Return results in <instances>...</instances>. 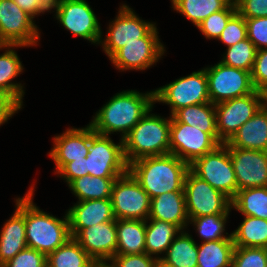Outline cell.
I'll return each instance as SVG.
<instances>
[{"label": "cell", "instance_id": "1", "mask_svg": "<svg viewBox=\"0 0 267 267\" xmlns=\"http://www.w3.org/2000/svg\"><path fill=\"white\" fill-rule=\"evenodd\" d=\"M154 104V91H122L97 111L89 125L101 135L121 132L123 140Z\"/></svg>", "mask_w": 267, "mask_h": 267}, {"label": "cell", "instance_id": "2", "mask_svg": "<svg viewBox=\"0 0 267 267\" xmlns=\"http://www.w3.org/2000/svg\"><path fill=\"white\" fill-rule=\"evenodd\" d=\"M189 169L190 166L174 154L147 156L128 164V172L150 199L166 192H184Z\"/></svg>", "mask_w": 267, "mask_h": 267}, {"label": "cell", "instance_id": "3", "mask_svg": "<svg viewBox=\"0 0 267 267\" xmlns=\"http://www.w3.org/2000/svg\"><path fill=\"white\" fill-rule=\"evenodd\" d=\"M34 187L25 195L26 243L29 248L46 256L63 245L70 237L67 212L63 219L39 209L33 203Z\"/></svg>", "mask_w": 267, "mask_h": 267}, {"label": "cell", "instance_id": "4", "mask_svg": "<svg viewBox=\"0 0 267 267\" xmlns=\"http://www.w3.org/2000/svg\"><path fill=\"white\" fill-rule=\"evenodd\" d=\"M150 111L152 108L123 139L127 164L147 156L170 154L171 115L167 119Z\"/></svg>", "mask_w": 267, "mask_h": 267}, {"label": "cell", "instance_id": "5", "mask_svg": "<svg viewBox=\"0 0 267 267\" xmlns=\"http://www.w3.org/2000/svg\"><path fill=\"white\" fill-rule=\"evenodd\" d=\"M87 175L119 178L128 172L123 140L118 144L106 135L96 133L90 126V147L86 157Z\"/></svg>", "mask_w": 267, "mask_h": 267}, {"label": "cell", "instance_id": "6", "mask_svg": "<svg viewBox=\"0 0 267 267\" xmlns=\"http://www.w3.org/2000/svg\"><path fill=\"white\" fill-rule=\"evenodd\" d=\"M190 170L231 200L237 194V180L228 146L220 144L215 150L196 159Z\"/></svg>", "mask_w": 267, "mask_h": 267}, {"label": "cell", "instance_id": "7", "mask_svg": "<svg viewBox=\"0 0 267 267\" xmlns=\"http://www.w3.org/2000/svg\"><path fill=\"white\" fill-rule=\"evenodd\" d=\"M154 102L170 106L171 116L179 109L209 103L208 80L205 69L176 79L154 90Z\"/></svg>", "mask_w": 267, "mask_h": 267}, {"label": "cell", "instance_id": "8", "mask_svg": "<svg viewBox=\"0 0 267 267\" xmlns=\"http://www.w3.org/2000/svg\"><path fill=\"white\" fill-rule=\"evenodd\" d=\"M186 209L189 220L206 215H225L232 209V200L210 186L190 169L184 182Z\"/></svg>", "mask_w": 267, "mask_h": 267}, {"label": "cell", "instance_id": "9", "mask_svg": "<svg viewBox=\"0 0 267 267\" xmlns=\"http://www.w3.org/2000/svg\"><path fill=\"white\" fill-rule=\"evenodd\" d=\"M220 144L218 133H206L171 116L170 154H174L188 165L212 152Z\"/></svg>", "mask_w": 267, "mask_h": 267}, {"label": "cell", "instance_id": "10", "mask_svg": "<svg viewBox=\"0 0 267 267\" xmlns=\"http://www.w3.org/2000/svg\"><path fill=\"white\" fill-rule=\"evenodd\" d=\"M111 201L116 220L146 221L149 217L151 199L129 172L114 181Z\"/></svg>", "mask_w": 267, "mask_h": 267}, {"label": "cell", "instance_id": "11", "mask_svg": "<svg viewBox=\"0 0 267 267\" xmlns=\"http://www.w3.org/2000/svg\"><path fill=\"white\" fill-rule=\"evenodd\" d=\"M263 105V92L257 90L249 95L215 104L219 141L222 144L227 143Z\"/></svg>", "mask_w": 267, "mask_h": 267}, {"label": "cell", "instance_id": "12", "mask_svg": "<svg viewBox=\"0 0 267 267\" xmlns=\"http://www.w3.org/2000/svg\"><path fill=\"white\" fill-rule=\"evenodd\" d=\"M204 69L212 104L249 95L255 91L249 71L229 67L221 62Z\"/></svg>", "mask_w": 267, "mask_h": 267}, {"label": "cell", "instance_id": "13", "mask_svg": "<svg viewBox=\"0 0 267 267\" xmlns=\"http://www.w3.org/2000/svg\"><path fill=\"white\" fill-rule=\"evenodd\" d=\"M40 38L33 18L13 0H0V44L34 46Z\"/></svg>", "mask_w": 267, "mask_h": 267}, {"label": "cell", "instance_id": "14", "mask_svg": "<svg viewBox=\"0 0 267 267\" xmlns=\"http://www.w3.org/2000/svg\"><path fill=\"white\" fill-rule=\"evenodd\" d=\"M157 27L154 26L141 42L127 43L118 49L109 59L116 68L126 70H145L156 64L164 55V45L159 41Z\"/></svg>", "mask_w": 267, "mask_h": 267}, {"label": "cell", "instance_id": "15", "mask_svg": "<svg viewBox=\"0 0 267 267\" xmlns=\"http://www.w3.org/2000/svg\"><path fill=\"white\" fill-rule=\"evenodd\" d=\"M156 23L146 22L138 17L128 5L120 6L115 20L109 24L106 38L100 43L110 58L118 49L131 42H141Z\"/></svg>", "mask_w": 267, "mask_h": 267}, {"label": "cell", "instance_id": "16", "mask_svg": "<svg viewBox=\"0 0 267 267\" xmlns=\"http://www.w3.org/2000/svg\"><path fill=\"white\" fill-rule=\"evenodd\" d=\"M56 19L73 35L100 44V23L86 0H62Z\"/></svg>", "mask_w": 267, "mask_h": 267}, {"label": "cell", "instance_id": "17", "mask_svg": "<svg viewBox=\"0 0 267 267\" xmlns=\"http://www.w3.org/2000/svg\"><path fill=\"white\" fill-rule=\"evenodd\" d=\"M237 180V191L267 186V151L228 148Z\"/></svg>", "mask_w": 267, "mask_h": 267}, {"label": "cell", "instance_id": "18", "mask_svg": "<svg viewBox=\"0 0 267 267\" xmlns=\"http://www.w3.org/2000/svg\"><path fill=\"white\" fill-rule=\"evenodd\" d=\"M74 239L97 264H106L116 255V219L84 228Z\"/></svg>", "mask_w": 267, "mask_h": 267}, {"label": "cell", "instance_id": "19", "mask_svg": "<svg viewBox=\"0 0 267 267\" xmlns=\"http://www.w3.org/2000/svg\"><path fill=\"white\" fill-rule=\"evenodd\" d=\"M49 156L53 159L58 173L67 163L86 158L90 147V125L84 128H68L54 137Z\"/></svg>", "mask_w": 267, "mask_h": 267}, {"label": "cell", "instance_id": "20", "mask_svg": "<svg viewBox=\"0 0 267 267\" xmlns=\"http://www.w3.org/2000/svg\"><path fill=\"white\" fill-rule=\"evenodd\" d=\"M67 215L73 238L84 228L115 220L111 199L77 201L68 209Z\"/></svg>", "mask_w": 267, "mask_h": 267}, {"label": "cell", "instance_id": "21", "mask_svg": "<svg viewBox=\"0 0 267 267\" xmlns=\"http://www.w3.org/2000/svg\"><path fill=\"white\" fill-rule=\"evenodd\" d=\"M15 202V212L6 221L0 232V264H5L28 247L26 243L25 196L16 198Z\"/></svg>", "mask_w": 267, "mask_h": 267}, {"label": "cell", "instance_id": "22", "mask_svg": "<svg viewBox=\"0 0 267 267\" xmlns=\"http://www.w3.org/2000/svg\"><path fill=\"white\" fill-rule=\"evenodd\" d=\"M225 144L228 148L267 151V107L263 105Z\"/></svg>", "mask_w": 267, "mask_h": 267}, {"label": "cell", "instance_id": "23", "mask_svg": "<svg viewBox=\"0 0 267 267\" xmlns=\"http://www.w3.org/2000/svg\"><path fill=\"white\" fill-rule=\"evenodd\" d=\"M148 219L172 223L183 231L189 224L185 192H166L152 198Z\"/></svg>", "mask_w": 267, "mask_h": 267}, {"label": "cell", "instance_id": "24", "mask_svg": "<svg viewBox=\"0 0 267 267\" xmlns=\"http://www.w3.org/2000/svg\"><path fill=\"white\" fill-rule=\"evenodd\" d=\"M23 45H1L0 49L6 48L0 55V91L14 98L21 106L23 105L24 90L21 83L12 82L23 71L22 62L18 54L12 48Z\"/></svg>", "mask_w": 267, "mask_h": 267}, {"label": "cell", "instance_id": "25", "mask_svg": "<svg viewBox=\"0 0 267 267\" xmlns=\"http://www.w3.org/2000/svg\"><path fill=\"white\" fill-rule=\"evenodd\" d=\"M146 221L116 220V254L133 255L145 253Z\"/></svg>", "mask_w": 267, "mask_h": 267}, {"label": "cell", "instance_id": "26", "mask_svg": "<svg viewBox=\"0 0 267 267\" xmlns=\"http://www.w3.org/2000/svg\"><path fill=\"white\" fill-rule=\"evenodd\" d=\"M148 221L150 222L149 224ZM182 230L177 226L169 222L147 219L146 220V232H145V253L152 256H158L165 253L174 238L181 233Z\"/></svg>", "mask_w": 267, "mask_h": 267}, {"label": "cell", "instance_id": "27", "mask_svg": "<svg viewBox=\"0 0 267 267\" xmlns=\"http://www.w3.org/2000/svg\"><path fill=\"white\" fill-rule=\"evenodd\" d=\"M165 255L160 260L169 266L197 267L198 244L183 230L174 238Z\"/></svg>", "mask_w": 267, "mask_h": 267}, {"label": "cell", "instance_id": "28", "mask_svg": "<svg viewBox=\"0 0 267 267\" xmlns=\"http://www.w3.org/2000/svg\"><path fill=\"white\" fill-rule=\"evenodd\" d=\"M48 267H95L97 263L79 243L70 237L63 245L46 256Z\"/></svg>", "mask_w": 267, "mask_h": 267}, {"label": "cell", "instance_id": "29", "mask_svg": "<svg viewBox=\"0 0 267 267\" xmlns=\"http://www.w3.org/2000/svg\"><path fill=\"white\" fill-rule=\"evenodd\" d=\"M231 236L234 246L267 248V220L244 216V221Z\"/></svg>", "mask_w": 267, "mask_h": 267}, {"label": "cell", "instance_id": "30", "mask_svg": "<svg viewBox=\"0 0 267 267\" xmlns=\"http://www.w3.org/2000/svg\"><path fill=\"white\" fill-rule=\"evenodd\" d=\"M232 239L203 242L198 245L197 267H232Z\"/></svg>", "mask_w": 267, "mask_h": 267}, {"label": "cell", "instance_id": "31", "mask_svg": "<svg viewBox=\"0 0 267 267\" xmlns=\"http://www.w3.org/2000/svg\"><path fill=\"white\" fill-rule=\"evenodd\" d=\"M178 122L195 126L206 133H218L215 104L202 103L177 110L172 115Z\"/></svg>", "mask_w": 267, "mask_h": 267}, {"label": "cell", "instance_id": "32", "mask_svg": "<svg viewBox=\"0 0 267 267\" xmlns=\"http://www.w3.org/2000/svg\"><path fill=\"white\" fill-rule=\"evenodd\" d=\"M235 210L243 216H253L267 220V186L252 187L237 191L232 199Z\"/></svg>", "mask_w": 267, "mask_h": 267}, {"label": "cell", "instance_id": "33", "mask_svg": "<svg viewBox=\"0 0 267 267\" xmlns=\"http://www.w3.org/2000/svg\"><path fill=\"white\" fill-rule=\"evenodd\" d=\"M116 179L86 175L73 180L68 187L79 201L111 199L112 186Z\"/></svg>", "mask_w": 267, "mask_h": 267}, {"label": "cell", "instance_id": "34", "mask_svg": "<svg viewBox=\"0 0 267 267\" xmlns=\"http://www.w3.org/2000/svg\"><path fill=\"white\" fill-rule=\"evenodd\" d=\"M232 0H171L172 8L197 27L212 13L223 10Z\"/></svg>", "mask_w": 267, "mask_h": 267}, {"label": "cell", "instance_id": "35", "mask_svg": "<svg viewBox=\"0 0 267 267\" xmlns=\"http://www.w3.org/2000/svg\"><path fill=\"white\" fill-rule=\"evenodd\" d=\"M257 48L248 39L239 41L227 48L222 64L251 72L256 58Z\"/></svg>", "mask_w": 267, "mask_h": 267}, {"label": "cell", "instance_id": "36", "mask_svg": "<svg viewBox=\"0 0 267 267\" xmlns=\"http://www.w3.org/2000/svg\"><path fill=\"white\" fill-rule=\"evenodd\" d=\"M229 213L230 210L225 215L195 217L191 218L188 223H193L203 242L232 239L231 234L228 236L223 234Z\"/></svg>", "mask_w": 267, "mask_h": 267}, {"label": "cell", "instance_id": "37", "mask_svg": "<svg viewBox=\"0 0 267 267\" xmlns=\"http://www.w3.org/2000/svg\"><path fill=\"white\" fill-rule=\"evenodd\" d=\"M237 13L235 1L232 0L223 10L212 13L197 28L207 39H218L228 21Z\"/></svg>", "mask_w": 267, "mask_h": 267}, {"label": "cell", "instance_id": "38", "mask_svg": "<svg viewBox=\"0 0 267 267\" xmlns=\"http://www.w3.org/2000/svg\"><path fill=\"white\" fill-rule=\"evenodd\" d=\"M232 267H267V249L235 246Z\"/></svg>", "mask_w": 267, "mask_h": 267}, {"label": "cell", "instance_id": "39", "mask_svg": "<svg viewBox=\"0 0 267 267\" xmlns=\"http://www.w3.org/2000/svg\"><path fill=\"white\" fill-rule=\"evenodd\" d=\"M247 38V25L245 18L238 12L228 21L222 31L219 41L227 45V48L233 46Z\"/></svg>", "mask_w": 267, "mask_h": 267}, {"label": "cell", "instance_id": "40", "mask_svg": "<svg viewBox=\"0 0 267 267\" xmlns=\"http://www.w3.org/2000/svg\"><path fill=\"white\" fill-rule=\"evenodd\" d=\"M5 267H46V255L32 248H25L4 264Z\"/></svg>", "mask_w": 267, "mask_h": 267}, {"label": "cell", "instance_id": "41", "mask_svg": "<svg viewBox=\"0 0 267 267\" xmlns=\"http://www.w3.org/2000/svg\"><path fill=\"white\" fill-rule=\"evenodd\" d=\"M106 263L109 267H156L158 259L146 253L121 255L116 254Z\"/></svg>", "mask_w": 267, "mask_h": 267}, {"label": "cell", "instance_id": "42", "mask_svg": "<svg viewBox=\"0 0 267 267\" xmlns=\"http://www.w3.org/2000/svg\"><path fill=\"white\" fill-rule=\"evenodd\" d=\"M247 38L257 50L267 49V17L245 19Z\"/></svg>", "mask_w": 267, "mask_h": 267}, {"label": "cell", "instance_id": "43", "mask_svg": "<svg viewBox=\"0 0 267 267\" xmlns=\"http://www.w3.org/2000/svg\"><path fill=\"white\" fill-rule=\"evenodd\" d=\"M251 79L255 90L263 92L267 88V49L257 50Z\"/></svg>", "mask_w": 267, "mask_h": 267}, {"label": "cell", "instance_id": "44", "mask_svg": "<svg viewBox=\"0 0 267 267\" xmlns=\"http://www.w3.org/2000/svg\"><path fill=\"white\" fill-rule=\"evenodd\" d=\"M237 12L245 19L267 17V0H234Z\"/></svg>", "mask_w": 267, "mask_h": 267}, {"label": "cell", "instance_id": "45", "mask_svg": "<svg viewBox=\"0 0 267 267\" xmlns=\"http://www.w3.org/2000/svg\"><path fill=\"white\" fill-rule=\"evenodd\" d=\"M69 185L73 180L87 175L86 158L67 163L58 173Z\"/></svg>", "mask_w": 267, "mask_h": 267}, {"label": "cell", "instance_id": "46", "mask_svg": "<svg viewBox=\"0 0 267 267\" xmlns=\"http://www.w3.org/2000/svg\"><path fill=\"white\" fill-rule=\"evenodd\" d=\"M21 107L14 98L0 91V126L17 113Z\"/></svg>", "mask_w": 267, "mask_h": 267}, {"label": "cell", "instance_id": "47", "mask_svg": "<svg viewBox=\"0 0 267 267\" xmlns=\"http://www.w3.org/2000/svg\"><path fill=\"white\" fill-rule=\"evenodd\" d=\"M61 2H62V0H37L36 4L38 7V10H37L36 15L38 16L41 13L44 14V12H46V11L49 12L53 8L56 11L55 16H57L59 9H60V6H61Z\"/></svg>", "mask_w": 267, "mask_h": 267}, {"label": "cell", "instance_id": "48", "mask_svg": "<svg viewBox=\"0 0 267 267\" xmlns=\"http://www.w3.org/2000/svg\"><path fill=\"white\" fill-rule=\"evenodd\" d=\"M16 5L25 11L27 14H29L33 19L36 16L38 7L36 4L37 0H13Z\"/></svg>", "mask_w": 267, "mask_h": 267}, {"label": "cell", "instance_id": "49", "mask_svg": "<svg viewBox=\"0 0 267 267\" xmlns=\"http://www.w3.org/2000/svg\"><path fill=\"white\" fill-rule=\"evenodd\" d=\"M264 106L267 107V88L263 91Z\"/></svg>", "mask_w": 267, "mask_h": 267}, {"label": "cell", "instance_id": "50", "mask_svg": "<svg viewBox=\"0 0 267 267\" xmlns=\"http://www.w3.org/2000/svg\"><path fill=\"white\" fill-rule=\"evenodd\" d=\"M156 267H172V266H169V265L165 264L164 262H162L160 259H158Z\"/></svg>", "mask_w": 267, "mask_h": 267}, {"label": "cell", "instance_id": "51", "mask_svg": "<svg viewBox=\"0 0 267 267\" xmlns=\"http://www.w3.org/2000/svg\"><path fill=\"white\" fill-rule=\"evenodd\" d=\"M95 267H109L107 264H97Z\"/></svg>", "mask_w": 267, "mask_h": 267}]
</instances>
